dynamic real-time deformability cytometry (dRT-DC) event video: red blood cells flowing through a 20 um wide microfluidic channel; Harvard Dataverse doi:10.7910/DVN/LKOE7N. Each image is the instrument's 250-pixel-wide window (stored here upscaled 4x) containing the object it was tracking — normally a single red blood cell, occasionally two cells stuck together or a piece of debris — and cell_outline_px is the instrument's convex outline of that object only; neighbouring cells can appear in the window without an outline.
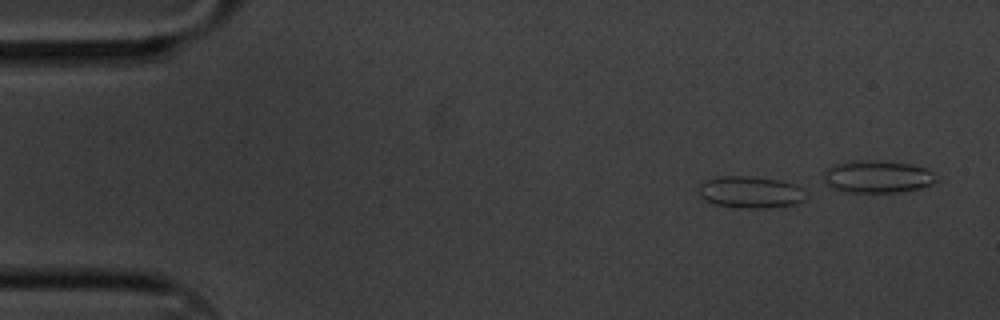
{"species": "common noctule bat (a hibernating species)", "species_latin": "Nyctalus noctula", "temperature_condition": "cold", "stored_images_in_passage": 5, "segment_of_instrument_passage": [2, 2], "camera_frame_rate_fps": 3000, "um_per_image_px": 0.085, "animal": {"sex": "male", "body_mass_g": 20.1, "forearm_length_mm": 53.5}, "frame": {"image": 1, "passage_image": 5, "time_ms": 1.333, "image_size_px": [1000, 320], "cell_outline_px": [[808, 196], [804, 200], [796, 204], [764, 208], [736, 208], [716, 204], [700, 196], [700, 184], [704, 180], [720, 176], [752, 176], [784, 180], [796, 184], [804, 188], [808, 192]], "centroid_in_image_um": [63.88, 16.32], "position_along_channel_um": 21.1, "area_um2": 20.29}}